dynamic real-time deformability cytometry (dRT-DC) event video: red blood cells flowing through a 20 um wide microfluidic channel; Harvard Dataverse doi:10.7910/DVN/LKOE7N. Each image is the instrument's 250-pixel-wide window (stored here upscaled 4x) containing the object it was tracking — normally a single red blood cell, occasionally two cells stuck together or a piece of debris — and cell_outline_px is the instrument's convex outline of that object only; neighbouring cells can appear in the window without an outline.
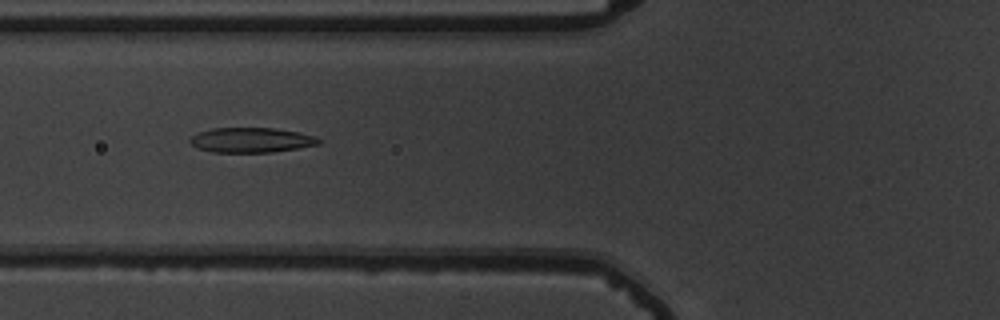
{"species": "common noctule bat (a hibernating species)", "species_latin": "Nyctalus noctula", "temperature_condition": "warm", "stored_images_in_passage": 42, "camera_frame_rate_fps": 3000, "um_per_image_px": 0.085, "animal": {"sex": "male", "body_mass_g": 19.5, "forearm_length_mm": 54.6}, "frame": {"image": 1, "passage_image": 9, "time_ms": 2.667, "image_size_px": [1000, 320], "cell_outline_px": [[320, 144], [272, 152], [212, 152], [196, 148], [188, 140], [196, 132], [212, 128], [272, 128], [300, 132], [316, 136], [320, 140]], "centroid_in_image_um": [21.32, 11.9], "position_along_channel_um": 104.5, "area_um2": 18.73}}
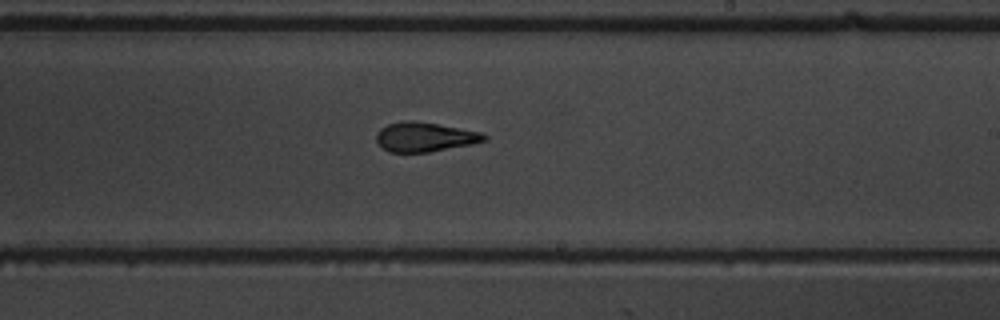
{"frame": {"image": 2, "passage_image": 21, "time_ms": 6.667, "image_size_px": [1000, 320], "cell_outline_px": [[488, 140], [472, 144], [428, 152], [388, 152], [376, 140], [376, 132], [380, 128], [388, 124], [404, 120], [416, 120], [480, 132], [488, 136]], "centroid_in_image_um": [36.09, 11.63], "position_along_channel_um": 252.9, "area_um2": 18.5}}
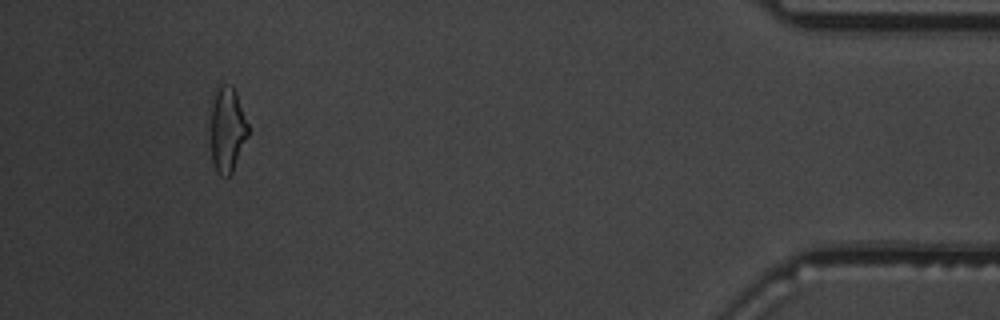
{"frame": {"image": 3, "passage_image": 39, "time_ms": 12.667, "image_size_px": [1000, 320], "cell_outline_px": [[248, 136], [232, 172], [228, 176], [220, 176], [216, 172], [212, 164], [208, 104], [208, 100], [212, 92], [220, 84], [224, 84], [232, 88], [236, 92], [248, 124]], "centroid_in_image_um": [19.23, 10.96], "position_along_channel_um": 416.0, "area_um2": 19.54}, "authors_computed_cell_mechanics": {"area_um2": 18.6116, "velocity_mm_per_s": 3.7051, "shape_relaxation_time_tau1_ms": 7.6438, "shape_relaxation_time_tau2_ms": 2.2663, "deformation_change_tau1": 0.2245, "deformation_change_tau2": 0.1105}}